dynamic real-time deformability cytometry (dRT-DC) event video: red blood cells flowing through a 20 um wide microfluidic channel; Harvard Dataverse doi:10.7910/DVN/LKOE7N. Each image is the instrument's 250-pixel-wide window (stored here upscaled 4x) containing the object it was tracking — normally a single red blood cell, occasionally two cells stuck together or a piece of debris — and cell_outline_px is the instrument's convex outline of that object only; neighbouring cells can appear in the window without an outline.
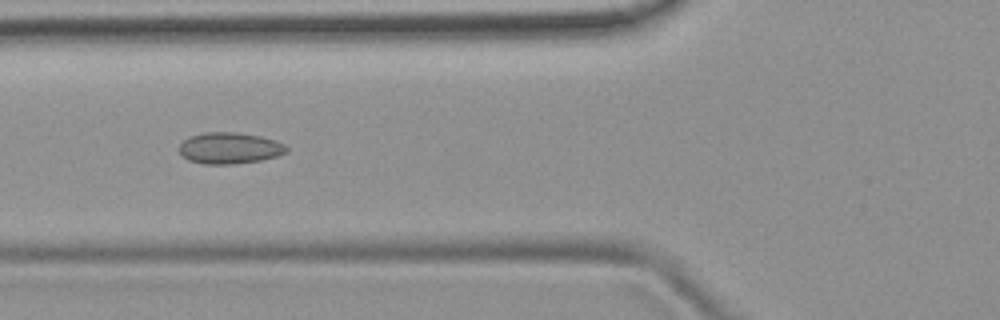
{"species": "common noctule bat (a hibernating species)", "species_latin": "Nyctalus noctula", "temperature_condition": "room temperature", "stored_images_in_passage": 52, "camera_frame_rate_fps": 3000, "um_per_image_px": 0.085, "animal": {"sex": "female", "body_mass_g": 19.9}, "frame": {"image": 1, "passage_image": 20, "time_ms": 6.333, "image_size_px": [1000, 320], "cell_outline_px": [[288, 152], [276, 156], [260, 160], [236, 164], [204, 164], [188, 160], [180, 156], [180, 144], [188, 136], [204, 132], [236, 132], [260, 136], [276, 140], [284, 144], [288, 148]], "centroid_in_image_um": [19.5, 12.59], "position_along_channel_um": 106.3, "area_um2": 19.77}}
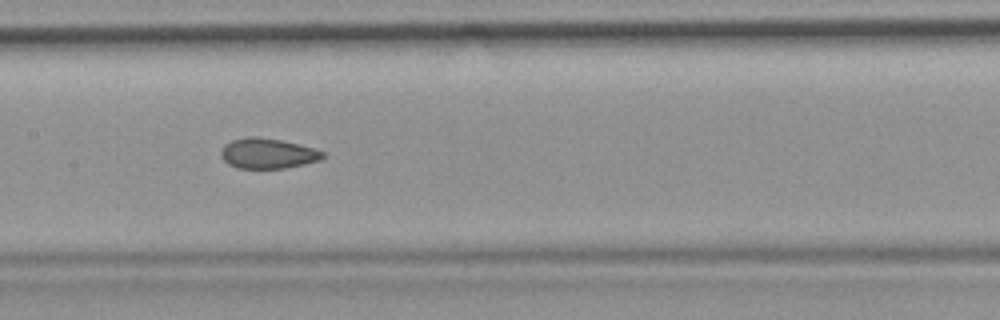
{"frame": {"image": 2, "passage_image": 26, "time_ms": 8.333, "image_size_px": [1000, 320], "cell_outline_px": [[324, 156], [320, 160], [304, 164], [284, 168], [236, 168], [228, 164], [220, 156], [220, 152], [224, 144], [232, 140], [248, 136], [256, 136], [280, 140], [300, 144], [316, 148], [324, 152]], "centroid_in_image_um": [22.74, 13.03], "position_along_channel_um": 184.7, "area_um2": 18.09}}
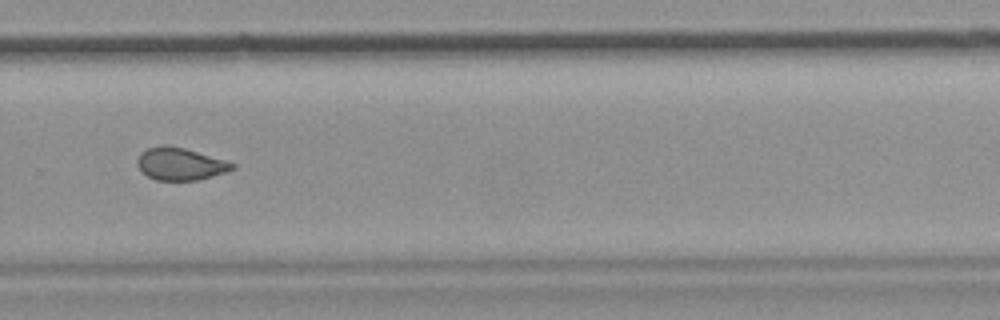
{"frame": {"image": 3, "passage_image": 36, "time_ms": 11.667, "image_size_px": [1000, 320], "cell_outline_px": [[236, 168], [228, 172], [200, 180], [156, 180], [140, 172], [136, 164], [136, 160], [148, 148], [184, 148], [224, 160], [236, 164]], "centroid_in_image_um": [15.37, 13.99], "position_along_channel_um": 314.4, "area_um2": 17.46}, "authors_computed_cell_mechanics": {"area_um2": 18.8428, "velocity_mm_per_s": 3.9166, "shape_relaxation_time_tau1_ms": null, "shape_relaxation_time_tau2_ms": 0.9636, "deformation_change_tau1": null, "deformation_change_tau2": 0.0542}}